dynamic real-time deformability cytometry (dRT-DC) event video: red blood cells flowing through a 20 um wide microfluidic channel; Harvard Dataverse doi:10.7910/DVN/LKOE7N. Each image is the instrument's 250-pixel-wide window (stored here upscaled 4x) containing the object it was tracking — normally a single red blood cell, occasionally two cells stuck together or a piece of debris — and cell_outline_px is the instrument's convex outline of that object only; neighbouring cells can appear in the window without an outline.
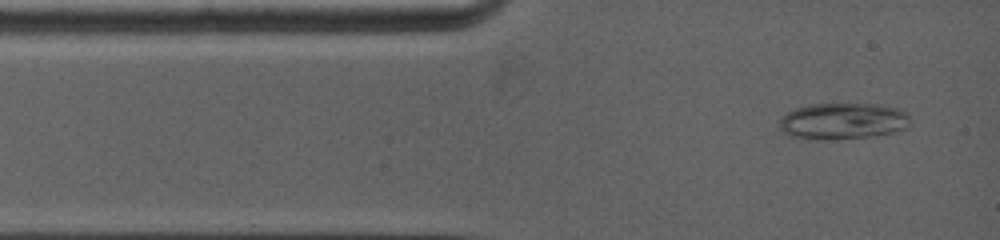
{"species": "common noctule bat (a hibernating species)", "species_latin": "Nyctalus noctula", "temperature_condition": "warm", "stored_images_in_passage": 31, "camera_frame_rate_fps": 5000, "um_per_image_px": 0.085, "animal": {"sex": "female", "body_mass_g": 19.0, "forearm_length_mm": 53.3}, "frame": {"image": 1, "passage_image": 1, "time_ms": 0.0, "image_size_px": [1000, 240], "cell_outline_px": [[908, 124], [904, 128], [892, 132], [868, 136], [828, 140], [816, 140], [792, 136], [784, 132], [780, 128], [780, 116], [796, 108], [808, 104], [876, 104], [896, 108], [908, 112]], "centroid_in_image_um": [71.59, 10.29], "position_along_channel_um": 13.4, "area_um2": 27.51}}
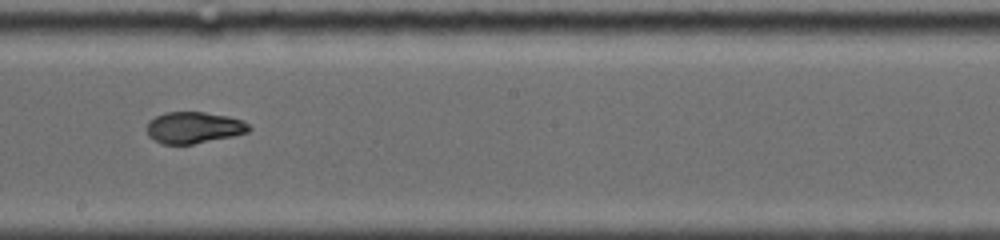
{"frame": {"image": 2, "passage_image": 16, "time_ms": 6.2, "image_size_px": [1000, 240], "cell_outline_px": [[252, 128], [248, 132], [232, 136], [192, 144], [164, 144], [148, 136], [148, 120], [164, 112], [204, 112], [228, 116], [244, 120]], "centroid_in_image_um": [16.49, 10.83], "position_along_channel_um": 231.7, "area_um2": 18.67}}
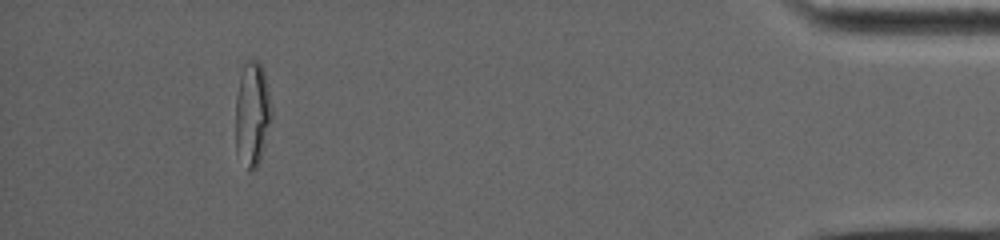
{"frame": {"image": 3, "passage_image": 31, "time_ms": 12.8, "image_size_px": [1000, 240], "cell_outline_px": [[272, 116], [260, 160], [256, 168], [248, 172], [236, 152], [236, 96], [240, 76], [244, 60], [256, 60], [260, 64], [264, 72], [268, 88], [272, 112]], "centroid_in_image_um": [21.43, 9.69], "position_along_channel_um": 413.8, "area_um2": 21.96}, "authors_computed_cell_mechanics": {"area_um2": 19.5942, "velocity_mm_per_s": 4.0077, "shape_relaxation_time_tau1_ms": null, "shape_relaxation_time_tau2_ms": 1.9285, "deformation_change_tau1": null, "deformation_change_tau2": 0.0547}}